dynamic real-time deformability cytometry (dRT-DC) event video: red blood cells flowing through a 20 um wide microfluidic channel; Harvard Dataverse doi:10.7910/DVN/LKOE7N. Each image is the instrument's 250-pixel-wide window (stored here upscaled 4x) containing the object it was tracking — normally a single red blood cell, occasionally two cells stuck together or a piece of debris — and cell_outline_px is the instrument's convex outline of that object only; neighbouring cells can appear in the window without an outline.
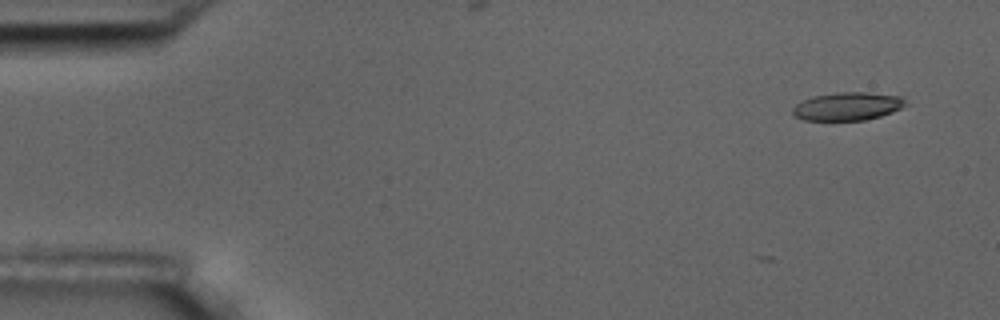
{"species": "common noctule bat (a hibernating species)", "species_latin": "Nyctalus noctula", "temperature_condition": "room temperature", "stored_images_in_passage": 8, "camera_frame_rate_fps": 3000, "um_per_image_px": 0.085, "animal": {"sex": "male", "body_mass_g": 17.5, "forearm_length_mm": 52.3}, "frame": {"image": 1, "passage_image": 1, "time_ms": 0.0, "image_size_px": [1000, 320], "cell_outline_px": [[904, 104], [900, 108], [892, 112], [880, 116], [864, 120], [804, 120], [796, 116], [792, 112], [792, 108], [796, 104], [812, 96], [836, 92], [868, 92], [900, 96], [904, 100]], "centroid_in_image_um": [72.01, 9.03], "position_along_channel_um": 13.0, "area_um2": 18.32}}
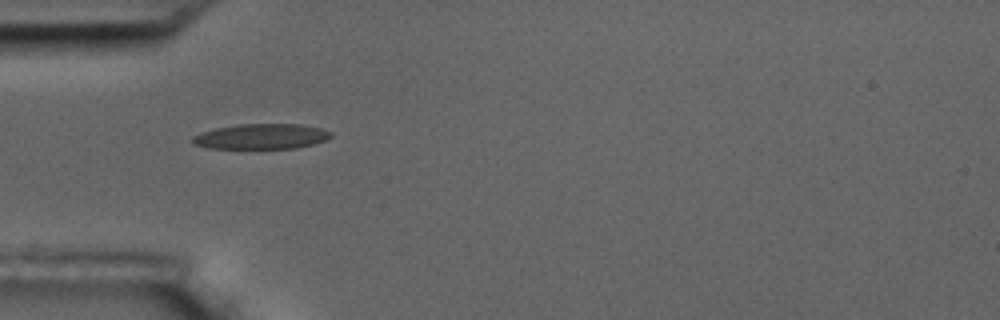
{"frame": {"image": 2, "passage_image": 5, "time_ms": 4.667, "image_size_px": [1000, 320], "cell_outline_px": [[332, 136], [324, 140], [312, 144], [296, 148], [208, 148], [192, 144], [192, 136], [200, 132], [216, 128], [240, 124], [300, 124], [320, 128], [332, 132]], "centroid_in_image_um": [22.18, 11.59], "position_along_channel_um": 62.8, "area_um2": 20.29}}
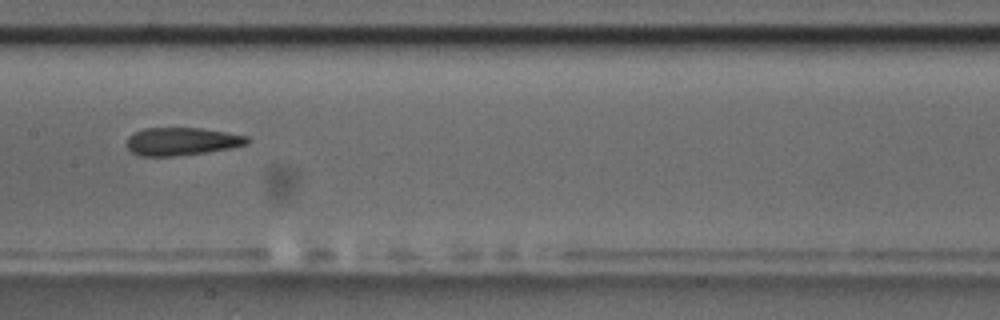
{"frame": {"image": 3, "passage_image": 8, "time_ms": 8.333, "image_size_px": [1000, 320], "cell_outline_px": [[252, 140], [248, 144], [232, 148], [204, 152], [172, 156], [140, 156], [132, 152], [128, 148], [128, 136], [144, 128], [200, 128], [248, 136]], "centroid_in_image_um": [15.48, 12.02], "position_along_channel_um": 191.9, "area_um2": 19.42}}